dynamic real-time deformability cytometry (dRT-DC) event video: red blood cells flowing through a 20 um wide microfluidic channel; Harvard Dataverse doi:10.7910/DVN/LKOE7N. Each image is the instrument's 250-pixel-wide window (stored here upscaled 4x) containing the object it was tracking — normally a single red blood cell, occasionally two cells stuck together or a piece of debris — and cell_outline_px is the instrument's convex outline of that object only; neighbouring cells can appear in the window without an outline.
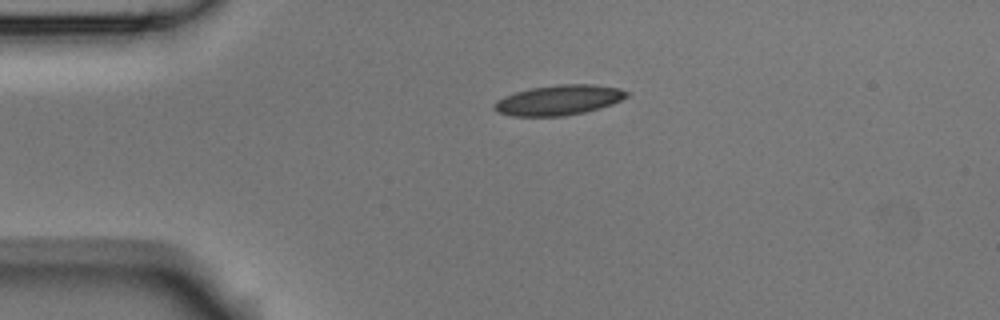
{"species": "Egyptian fruit bat (a non-hibernating species)", "species_latin": "Rousettus aegyptiacus", "temperature_condition": "room temperature", "stored_images_in_passage": 2, "camera_frame_rate_fps": 3000, "um_per_image_px": 0.085, "animal": {"sex": "male"}, "frame": {"image": 1, "passage_image": 1, "time_ms": 0.0, "image_size_px": [1000, 320], "cell_outline_px": [[628, 96], [612, 104], [600, 108], [584, 112], [564, 116], [512, 116], [496, 112], [492, 108], [492, 104], [496, 100], [504, 96], [516, 92], [532, 88], [560, 84], [592, 84], [620, 88], [628, 92]], "centroid_in_image_um": [47.46, 8.51], "position_along_channel_um": 37.5, "area_um2": 23.29}}
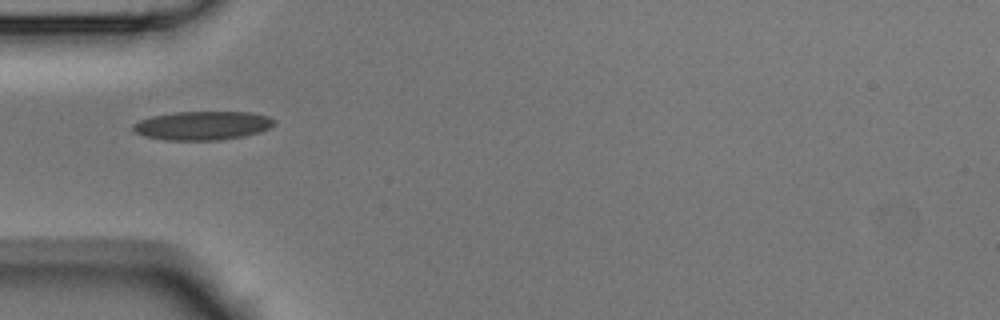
{"frame": {"image": 2, "passage_image": 2, "time_ms": 0.333, "image_size_px": [1000, 320], "cell_outline_px": [[276, 124], [260, 132], [244, 136], [220, 140], [164, 140], [144, 136], [136, 132], [132, 128], [132, 124], [140, 120], [152, 116], [176, 112], [252, 112], [268, 116], [276, 120]], "centroid_in_image_um": [17.24, 10.67], "position_along_channel_um": 67.8, "area_um2": 23.76}}